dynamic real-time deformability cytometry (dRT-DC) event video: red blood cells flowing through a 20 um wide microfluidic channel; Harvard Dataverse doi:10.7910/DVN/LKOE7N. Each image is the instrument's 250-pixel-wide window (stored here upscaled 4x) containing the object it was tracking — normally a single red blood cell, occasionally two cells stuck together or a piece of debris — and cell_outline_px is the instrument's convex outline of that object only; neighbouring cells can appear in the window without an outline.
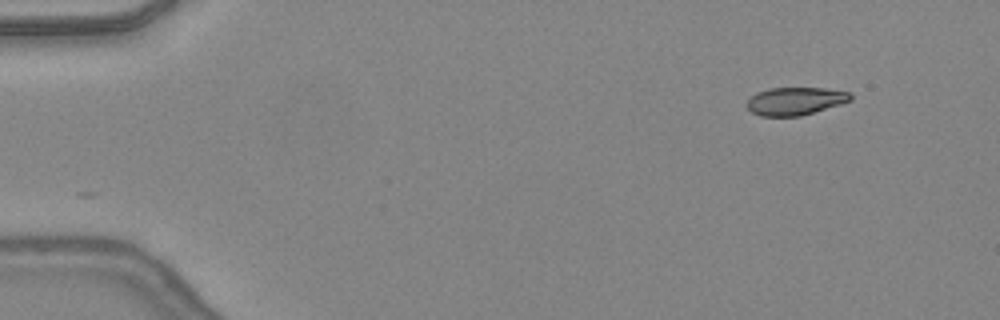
{"species": "common noctule bat (a hibernating species)", "species_latin": "Nyctalus noctula", "temperature_condition": "warm", "stored_images_in_passage": 43, "camera_frame_rate_fps": 3000, "um_per_image_px": 0.085, "animal": {"sex": "female", "body_mass_g": 24.6, "forearm_length_mm": 56.2}, "frame": {"image": 1, "passage_image": 1, "time_ms": 0.0, "image_size_px": [1000, 320], "cell_outline_px": [[852, 100], [840, 104], [800, 116], [760, 116], [752, 112], [744, 104], [756, 92], [768, 88], [824, 88], [852, 92]], "centroid_in_image_um": [67.58, 8.58], "position_along_channel_um": 17.4, "area_um2": 16.88}}
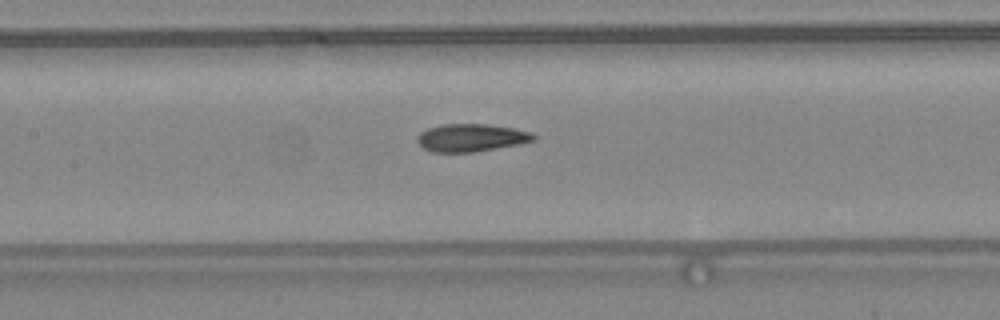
{"frame": {"image": 2, "passage_image": 19, "time_ms": 6.0, "image_size_px": [1000, 320], "cell_outline_px": [[536, 140], [520, 144], [472, 152], [432, 152], [424, 148], [416, 140], [416, 136], [420, 132], [428, 128], [444, 124], [488, 124], [512, 128], [532, 132], [536, 136]], "centroid_in_image_um": [40.05, 11.7], "position_along_channel_um": 167.3, "area_um2": 18.79}}
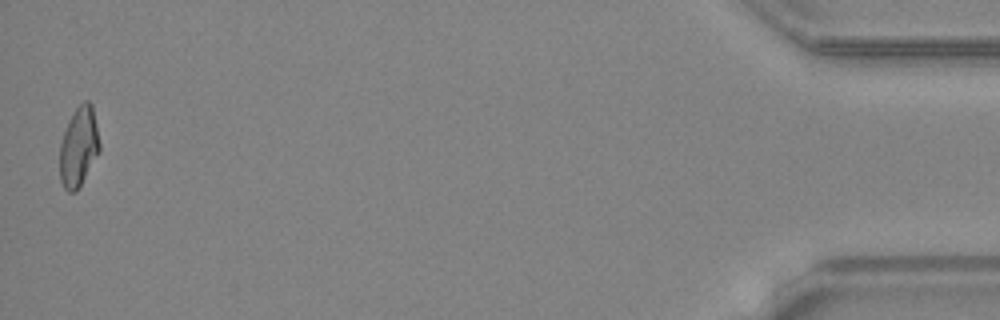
{"frame": {"image": 3, "passage_image": 43, "time_ms": 14.0, "image_size_px": [1000, 320], "cell_outline_px": [[100, 152], [76, 192], [68, 192], [64, 188], [60, 180], [60, 144], [68, 120], [76, 108], [84, 100], [88, 100], [92, 104], [100, 144]], "centroid_in_image_um": [6.69, 12.48], "position_along_channel_um": 428.5, "area_um2": 18.5}, "authors_computed_cell_mechanics": {"area_um2": 18.7272, "velocity_mm_per_s": 4.413, "shape_relaxation_time_tau1_ms": null, "shape_relaxation_time_tau2_ms": 2.0485, "deformation_change_tau1": null, "deformation_change_tau2": 0.0891}}